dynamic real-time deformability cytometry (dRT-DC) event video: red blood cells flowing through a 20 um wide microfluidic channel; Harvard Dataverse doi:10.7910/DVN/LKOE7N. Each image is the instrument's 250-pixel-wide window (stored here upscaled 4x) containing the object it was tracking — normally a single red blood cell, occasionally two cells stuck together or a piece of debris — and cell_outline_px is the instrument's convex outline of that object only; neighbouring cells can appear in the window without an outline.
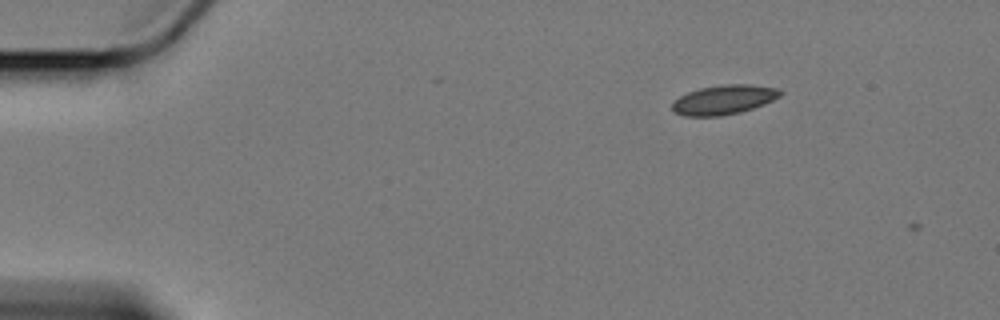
{"species": "Egyptian fruit bat (a non-hibernating species)", "species_latin": "Rousettus aegyptiacus", "temperature_condition": "cold", "stored_images_in_passage": 3, "camera_frame_rate_fps": 3000, "um_per_image_px": 0.085, "animal": {"sex": "female"}, "frame": {"image": 1, "passage_image": 2, "time_ms": 0.333, "image_size_px": [1000, 320], "cell_outline_px": [[784, 92], [780, 96], [764, 104], [740, 112], [720, 116], [684, 116], [672, 112], [672, 100], [688, 92], [700, 88], [720, 84], [752, 84], [780, 88]], "centroid_in_image_um": [61.52, 8.46], "position_along_channel_um": 23.5, "area_um2": 18.79}}